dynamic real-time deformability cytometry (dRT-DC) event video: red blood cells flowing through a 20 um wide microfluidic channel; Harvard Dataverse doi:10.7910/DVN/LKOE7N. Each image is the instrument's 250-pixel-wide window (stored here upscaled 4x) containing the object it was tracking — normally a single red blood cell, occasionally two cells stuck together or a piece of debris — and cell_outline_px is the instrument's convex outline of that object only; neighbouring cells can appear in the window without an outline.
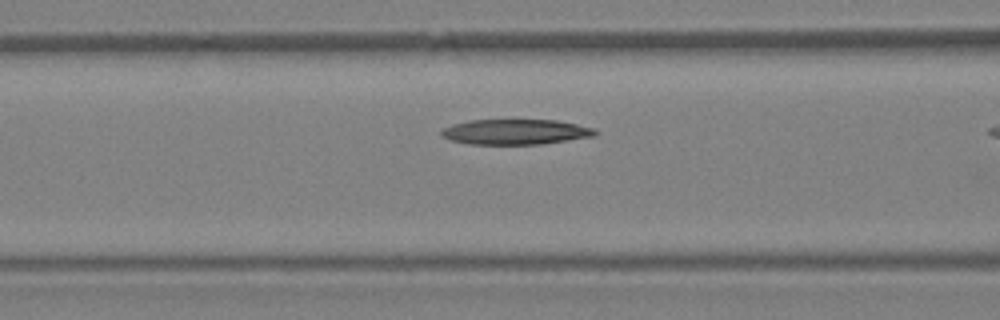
{"species": "Egyptian fruit bat (a non-hibernating species)", "species_latin": "Rousettus aegyptiacus", "temperature_condition": "warm", "stored_images_in_passage": 7, "camera_frame_rate_fps": 3000, "um_per_image_px": 0.085, "animal": {"sex": "female"}, "frame": {"image": 1, "passage_image": 5, "time_ms": 1.333, "image_size_px": [1000, 320], "cell_outline_px": [[596, 136], [540, 144], [468, 144], [448, 140], [440, 136], [440, 132], [444, 128], [452, 124], [468, 120], [556, 120], [596, 128]], "centroid_in_image_um": [43.78, 11.21], "position_along_channel_um": 122.8, "area_um2": 22.77}}